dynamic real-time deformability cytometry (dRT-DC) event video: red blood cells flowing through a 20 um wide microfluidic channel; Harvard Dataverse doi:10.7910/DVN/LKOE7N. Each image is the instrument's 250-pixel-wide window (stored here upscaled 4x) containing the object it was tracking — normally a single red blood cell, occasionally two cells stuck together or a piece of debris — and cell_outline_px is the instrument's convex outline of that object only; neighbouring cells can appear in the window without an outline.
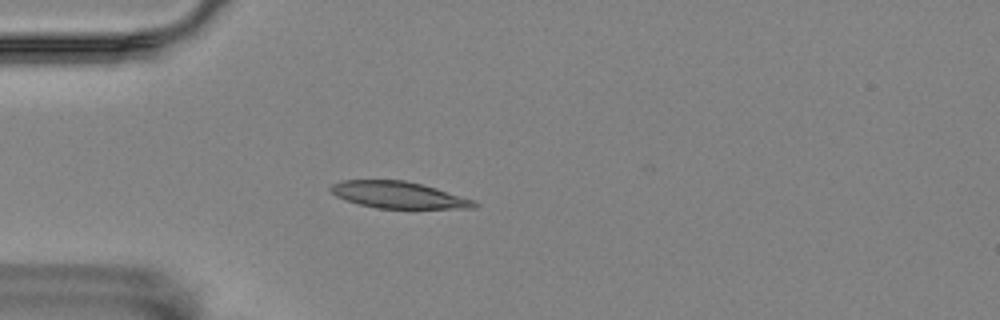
{"species": "Egyptian fruit bat (a non-hibernating species)", "species_latin": "Rousettus aegyptiacus", "temperature_condition": "room temperature", "stored_images_in_passage": 57, "camera_frame_rate_fps": 3000, "um_per_image_px": 0.085, "animal": {"sex": "female"}, "frame": {"image": 1, "passage_image": 15, "time_ms": 4.667, "image_size_px": [1000, 320], "cell_outline_px": [[480, 204], [476, 208], [376, 208], [344, 200], [336, 196], [328, 188], [332, 184], [340, 180], [404, 180], [424, 184], [476, 200]], "centroid_in_image_um": [33.89, 16.56], "position_along_channel_um": 51.1, "area_um2": 22.54}}
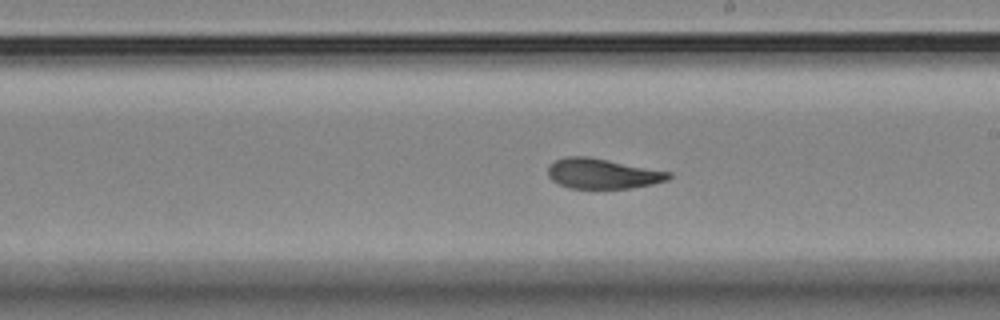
{"frame": {"image": 2, "passage_image": 32, "time_ms": 10.333, "image_size_px": [1000, 320], "cell_outline_px": [[672, 176], [668, 180], [652, 184], [632, 188], [568, 188], [552, 180], [548, 176], [548, 164], [564, 156], [588, 156], [672, 172]], "centroid_in_image_um": [51.21, 14.75], "position_along_channel_um": 237.8, "area_um2": 21.33}}
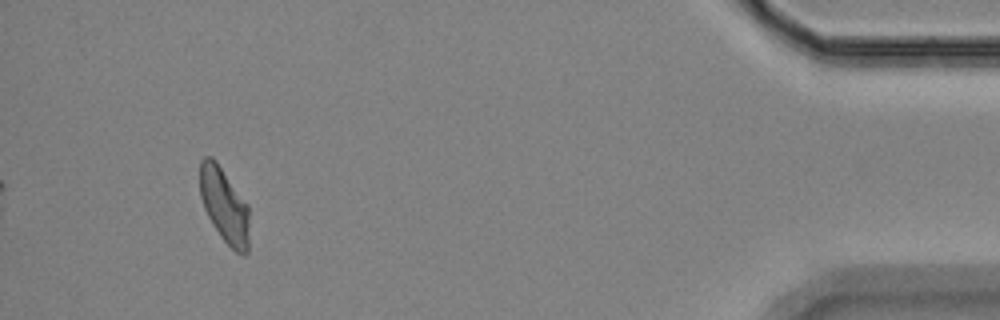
{"frame": {"image": 3, "passage_image": 53, "time_ms": 17.333, "image_size_px": [1000, 320], "cell_outline_px": [[248, 252], [244, 256], [236, 252], [220, 236], [212, 224], [204, 208], [200, 196], [200, 160], [204, 156], [212, 156], [216, 160], [248, 204]], "centroid_in_image_um": [19.06, 17.44], "position_along_channel_um": 416.1, "area_um2": 21.62}, "authors_computed_cell_mechanics": {"area_um2": 22.0796, "velocity_mm_per_s": 3.4712, "shape_relaxation_time_tau1_ms": 6.0346, "shape_relaxation_time_tau2_ms": 2.2131, "deformation_change_tau1": 0.1778, "deformation_change_tau2": 0.0716}}